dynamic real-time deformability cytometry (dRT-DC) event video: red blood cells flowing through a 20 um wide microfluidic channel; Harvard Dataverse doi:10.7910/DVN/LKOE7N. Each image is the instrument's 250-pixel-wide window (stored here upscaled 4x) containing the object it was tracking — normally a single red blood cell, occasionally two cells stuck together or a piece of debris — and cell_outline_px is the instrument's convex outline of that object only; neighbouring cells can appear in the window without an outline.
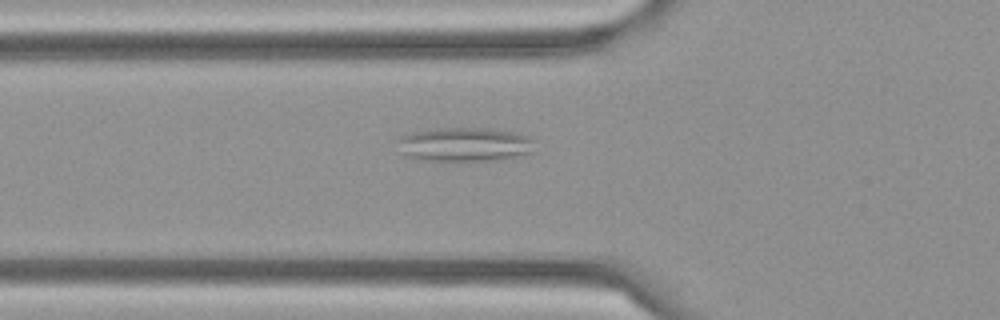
{"species": "Egyptian fruit bat (a non-hibernating species)", "species_latin": "Rousettus aegyptiacus", "temperature_condition": "cold", "stored_images_in_passage": 41, "camera_frame_rate_fps": 3000, "um_per_image_px": 0.085, "frame": {"image": 1, "passage_image": 4, "time_ms": 1.0, "image_size_px": [1000, 320], "cell_outline_px": [[536, 140], [532, 152], [492, 160], [428, 160], [404, 156], [400, 152], [400, 136], [412, 132], [440, 128], [484, 128], [512, 132], [528, 136]], "centroid_in_image_um": [39.49, 12.26], "position_along_channel_um": 86.3, "area_um2": 26.76}}
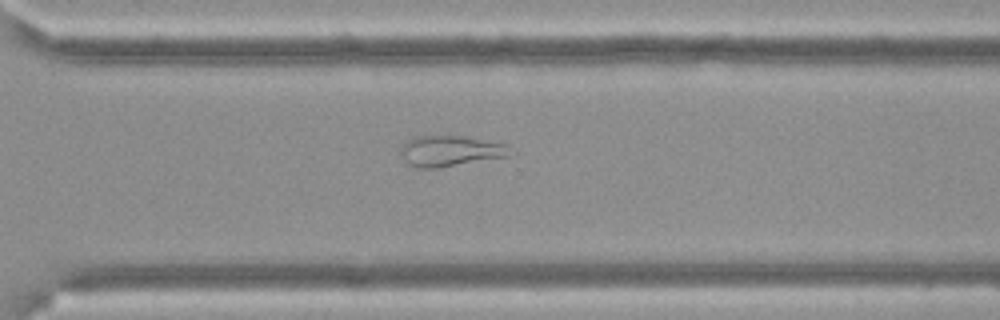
{"frame": {"image": 2, "passage_image": 25, "time_ms": 8.0, "image_size_px": [1000, 320], "cell_outline_px": [[516, 152], [512, 156], [436, 168], [416, 168], [404, 164], [400, 152], [404, 144], [412, 136], [448, 132], [504, 144]], "centroid_in_image_um": [38.26, 12.79], "position_along_channel_um": 332.3, "area_um2": 20.75}}
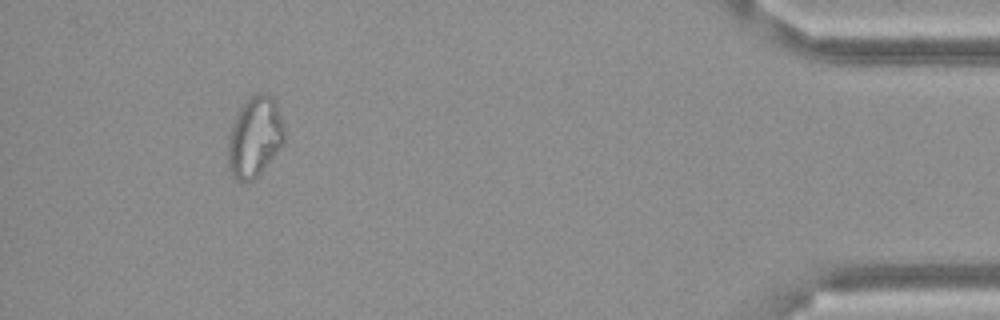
{"frame": {"image": 3, "passage_image": 37, "time_ms": 12.0, "image_size_px": [1000, 320], "cell_outline_px": [[284, 140], [280, 148], [260, 172], [252, 180], [236, 180], [228, 164], [228, 136], [236, 116], [240, 108], [252, 96], [260, 92], [272, 96], [276, 100], [284, 128]], "centroid_in_image_um": [21.66, 11.61], "position_along_channel_um": 413.5, "area_um2": 25.84}, "authors_computed_cell_mechanics": {"area_um2": 21.7328, "velocity_mm_per_s": 3.5051, "shape_relaxation_time_tau1_ms": null, "shape_relaxation_time_tau2_ms": 6.1707, "deformation_change_tau1": null, "deformation_change_tau2": 0.1651}}